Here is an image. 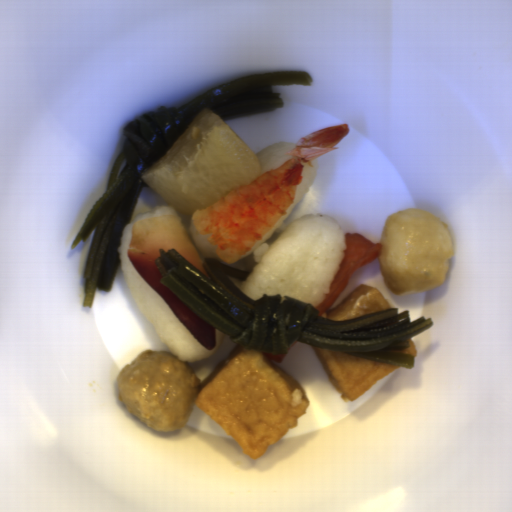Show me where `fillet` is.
Listing matches in <instances>:
<instances>
[{
	"mask_svg": "<svg viewBox=\"0 0 512 512\" xmlns=\"http://www.w3.org/2000/svg\"><path fill=\"white\" fill-rule=\"evenodd\" d=\"M174 249L212 280L203 268V258L196 249L183 221L178 216L158 215L132 225L127 257L138 274L164 299L195 340L208 350L218 346L216 328L197 316L180 298L159 281L163 278L157 258L160 249ZM213 281V280H212Z\"/></svg>",
	"mask_w": 512,
	"mask_h": 512,
	"instance_id": "obj_1",
	"label": "fillet"
},
{
	"mask_svg": "<svg viewBox=\"0 0 512 512\" xmlns=\"http://www.w3.org/2000/svg\"><path fill=\"white\" fill-rule=\"evenodd\" d=\"M263 354L266 356L267 359H270V360H272L273 362L276 363V362H282L287 353H285V354H271V353L263 352Z\"/></svg>",
	"mask_w": 512,
	"mask_h": 512,
	"instance_id": "obj_3",
	"label": "fillet"
},
{
	"mask_svg": "<svg viewBox=\"0 0 512 512\" xmlns=\"http://www.w3.org/2000/svg\"><path fill=\"white\" fill-rule=\"evenodd\" d=\"M381 242V241H380ZM357 233L346 234V248L340 266L320 304L318 316H324L330 307L343 294L349 280L356 271L378 259L384 246Z\"/></svg>",
	"mask_w": 512,
	"mask_h": 512,
	"instance_id": "obj_2",
	"label": "fillet"
}]
</instances>
